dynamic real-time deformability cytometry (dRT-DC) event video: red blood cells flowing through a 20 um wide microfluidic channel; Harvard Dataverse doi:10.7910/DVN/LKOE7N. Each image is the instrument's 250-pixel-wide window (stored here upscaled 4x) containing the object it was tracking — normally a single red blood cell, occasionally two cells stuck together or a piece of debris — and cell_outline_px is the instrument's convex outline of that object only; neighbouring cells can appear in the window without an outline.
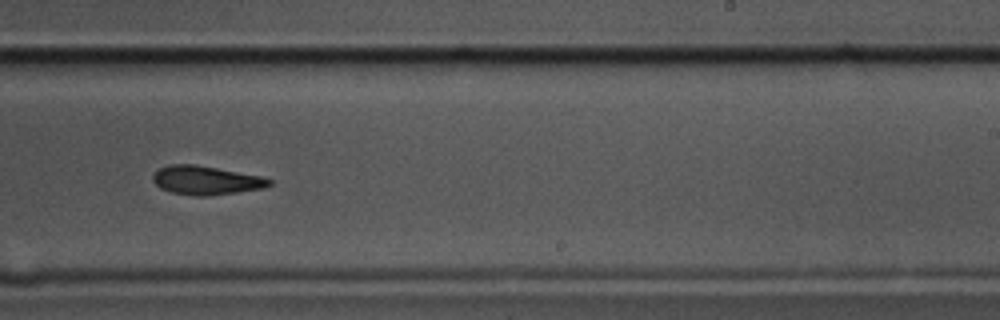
{"species": "common noctule bat (a hibernating species)", "species_latin": "Nyctalus noctula", "temperature_condition": "cold", "stored_images_in_passage": 8, "camera_frame_rate_fps": 3000, "um_per_image_px": 0.085, "animal": {"sex": "male", "body_mass_g": 17.5, "forearm_length_mm": 52.3}, "frame": {"image": 1, "passage_image": 6, "time_ms": 1.667, "image_size_px": [1000, 320], "cell_outline_px": [[272, 184], [264, 188], [208, 196], [196, 196], [172, 192], [160, 188], [152, 180], [152, 176], [160, 168], [168, 164], [192, 164], [216, 168], [260, 176], [272, 180]], "centroid_in_image_um": [17.49, 15.33], "position_along_channel_um": 271.5, "area_um2": 19.31}}
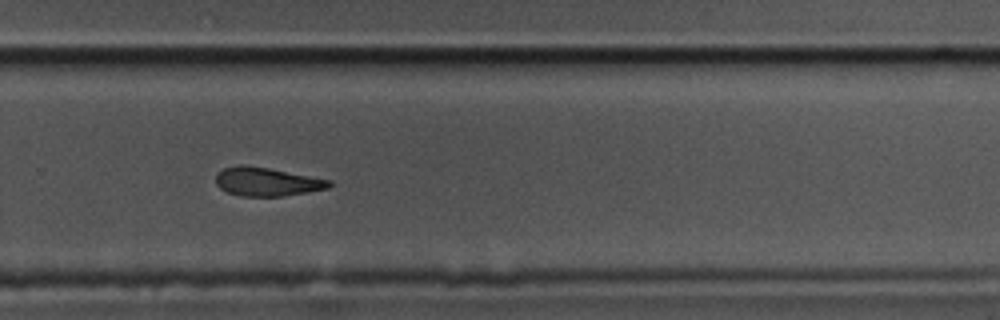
{"frame": {"image": 2, "passage_image": 7, "time_ms": 2.0, "image_size_px": [1000, 320], "cell_outline_px": [[332, 184], [328, 188], [280, 196], [240, 196], [228, 192], [220, 188], [216, 184], [216, 172], [224, 168], [240, 164], [244, 164], [268, 168], [332, 180]], "centroid_in_image_um": [22.64, 15.43], "position_along_channel_um": 307.2, "area_um2": 18.79}}
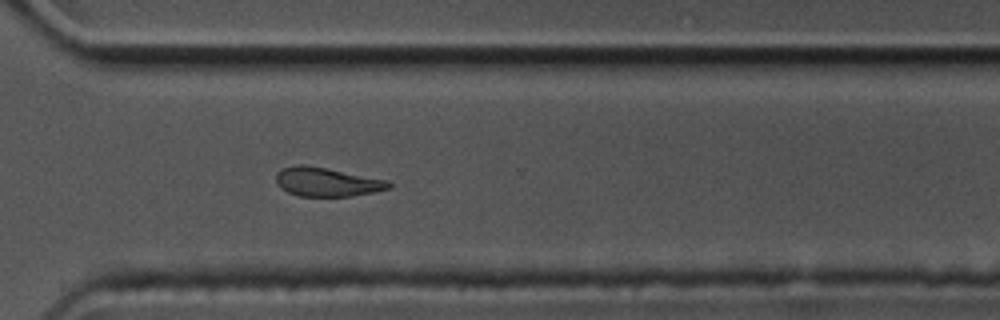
{"frame": {"image": 3, "passage_image": 8, "time_ms": 2.333, "image_size_px": [1000, 320], "cell_outline_px": [[392, 188], [372, 192], [348, 196], [300, 196], [288, 192], [280, 188], [276, 180], [276, 172], [280, 168], [296, 164], [304, 164], [388, 180], [392, 184]], "centroid_in_image_um": [27.75, 15.45], "position_along_channel_um": 342.9, "area_um2": 18.96}}